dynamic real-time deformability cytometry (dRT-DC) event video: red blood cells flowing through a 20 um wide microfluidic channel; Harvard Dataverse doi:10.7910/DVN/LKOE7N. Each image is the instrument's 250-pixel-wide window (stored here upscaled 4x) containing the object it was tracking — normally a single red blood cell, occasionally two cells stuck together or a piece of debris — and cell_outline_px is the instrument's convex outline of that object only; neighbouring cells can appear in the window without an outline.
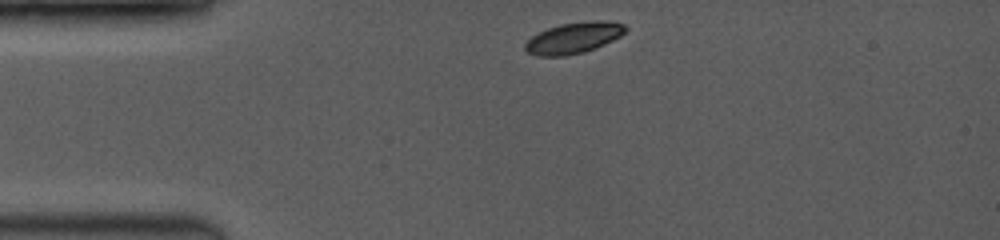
{"species": "common noctule bat (a hibernating species)", "species_latin": "Nyctalus noctula", "temperature_condition": "room temperature", "stored_images_in_passage": 33, "camera_frame_rate_fps": 3500, "um_per_image_px": 0.085, "animal": {"sex": "female", "body_mass_g": 19.0, "forearm_length_mm": 53.3}, "frame": {"image": 1, "passage_image": 1, "time_ms": 0.0, "image_size_px": [1000, 240], "cell_outline_px": [[628, 28], [620, 36], [596, 48], [584, 52], [564, 56], [540, 56], [528, 52], [524, 48], [524, 44], [532, 36], [548, 28], [560, 24], [596, 20], [624, 24]], "centroid_in_image_um": [48.75, 3.23], "position_along_channel_um": 36.2, "area_um2": 17.92}}
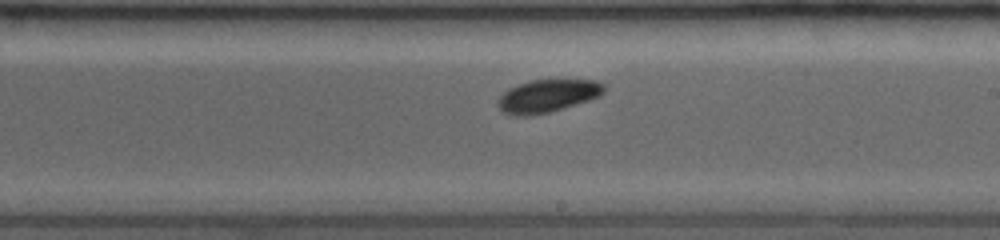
{"frame": {"image": 2, "passage_image": 19, "time_ms": 6.0, "image_size_px": [1000, 240], "cell_outline_px": [[604, 92], [600, 96], [588, 100], [548, 112], [532, 116], [512, 116], [500, 112], [496, 104], [496, 100], [508, 88], [528, 80], [596, 80], [604, 84]], "centroid_in_image_um": [46.46, 8.16], "position_along_channel_um": 242.5, "area_um2": 20.46}}
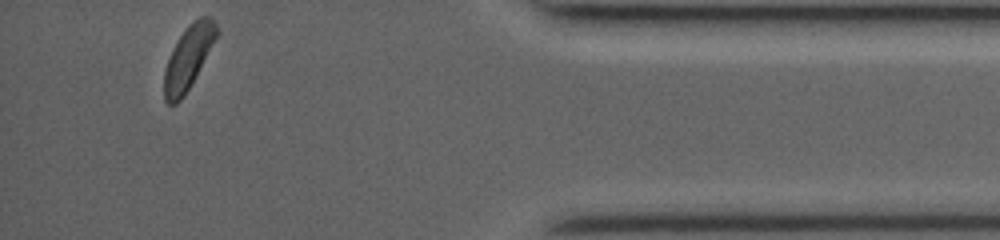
{"frame": {"image": 3, "passage_image": 33, "time_ms": 11.143, "image_size_px": [1000, 240], "cell_outline_px": [[216, 36], [184, 96], [176, 104], [168, 104], [164, 100], [164, 72], [172, 48], [184, 28], [192, 20], [200, 16], [208, 16], [216, 24]], "centroid_in_image_um": [15.95, 4.88], "position_along_channel_um": 419.3, "area_um2": 18.73}, "authors_computed_cell_mechanics": {"area_um2": 19.652, "velocity_mm_per_s": 4.0554, "shape_relaxation_time_tau1_ms": null, "shape_relaxation_time_tau2_ms": 9.8819, "deformation_change_tau1": null, "deformation_change_tau2": 0.113}}